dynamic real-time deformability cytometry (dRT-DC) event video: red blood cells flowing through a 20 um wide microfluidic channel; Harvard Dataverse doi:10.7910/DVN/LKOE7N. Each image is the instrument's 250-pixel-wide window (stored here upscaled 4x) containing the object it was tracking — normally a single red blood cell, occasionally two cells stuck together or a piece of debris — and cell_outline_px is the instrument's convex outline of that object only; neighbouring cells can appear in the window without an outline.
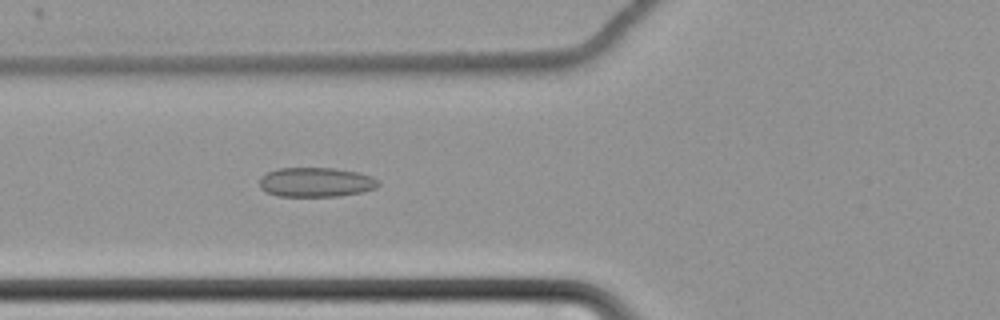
{"species": "common noctule bat (a hibernating species)", "species_latin": "Nyctalus noctula", "temperature_condition": "cold", "stored_images_in_passage": 41, "camera_frame_rate_fps": 3000, "um_per_image_px": 0.085, "animal": {"sex": "female", "body_mass_g": 22.7, "forearm_length_mm": 54.2}, "frame": {"image": 1, "passage_image": 5, "time_ms": 1.333, "image_size_px": [1000, 320], "cell_outline_px": [[380, 184], [376, 188], [360, 192], [336, 196], [280, 196], [268, 192], [260, 188], [260, 176], [268, 172], [280, 168], [336, 168], [360, 172], [372, 176]], "centroid_in_image_um": [26.86, 15.47], "position_along_channel_um": 98.9, "area_um2": 20.35}}
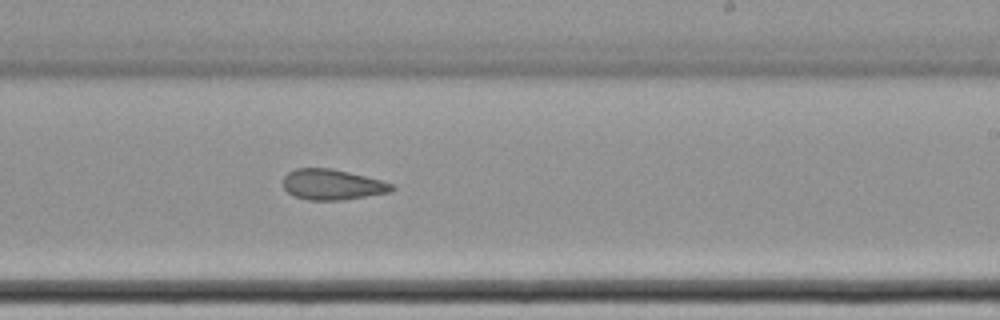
{"frame": {"image": 2, "passage_image": 19, "time_ms": 6.0, "image_size_px": [1000, 320], "cell_outline_px": [[396, 188], [392, 192], [344, 200], [308, 200], [292, 196], [284, 188], [284, 176], [288, 172], [296, 168], [332, 168], [380, 180], [392, 184]], "centroid_in_image_um": [28.24, 15.7], "position_along_channel_um": 260.8, "area_um2": 19.42}}
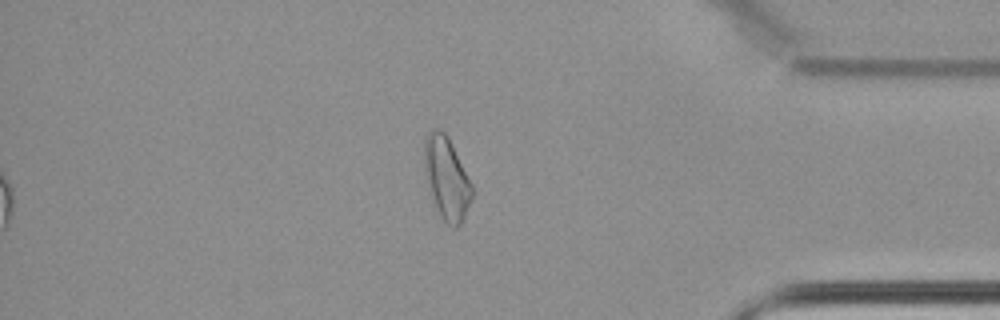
{"frame": {"image": 3, "passage_image": 33, "time_ms": 10.667, "image_size_px": [1000, 320], "cell_outline_px": [[472, 196], [464, 220], [456, 228], [452, 228], [440, 216], [432, 196], [428, 180], [424, 156], [424, 140], [428, 132], [432, 128], [436, 128], [444, 132], [448, 136], [472, 184]], "centroid_in_image_um": [37.98, 15.14], "position_along_channel_um": 397.2, "area_um2": 22.48}, "authors_computed_cell_mechanics": {"area_um2": 20.3456, "velocity_mm_per_s": 3.4725, "shape_relaxation_time_tau1_ms": null, "shape_relaxation_time_tau2_ms": 3.6191, "deformation_change_tau1": null, "deformation_change_tau2": 0.1072}}